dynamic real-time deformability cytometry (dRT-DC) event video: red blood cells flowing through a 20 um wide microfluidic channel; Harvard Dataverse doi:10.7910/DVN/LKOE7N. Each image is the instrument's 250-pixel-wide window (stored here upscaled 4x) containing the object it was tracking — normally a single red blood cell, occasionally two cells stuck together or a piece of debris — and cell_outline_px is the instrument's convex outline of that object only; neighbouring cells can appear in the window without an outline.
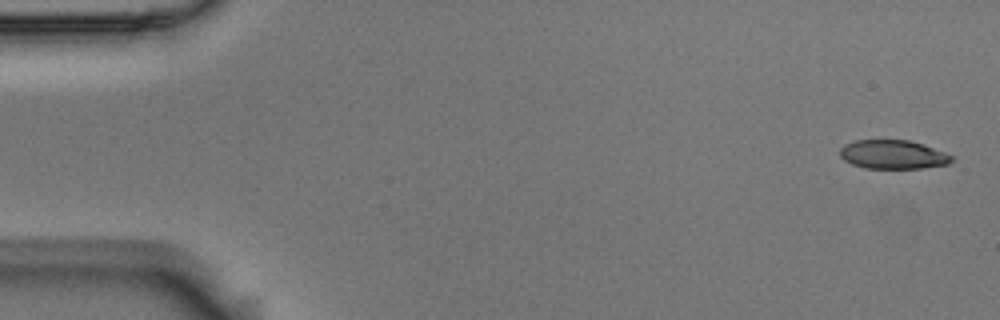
{"species": "Egyptian fruit bat (a non-hibernating species)", "species_latin": "Rousettus aegyptiacus", "temperature_condition": "room temperature", "stored_images_in_passage": 6, "camera_frame_rate_fps": 3000, "um_per_image_px": 0.085, "animal": {"sex": "male"}, "frame": {"image": 1, "passage_image": 1, "time_ms": 0.0, "image_size_px": [1000, 320], "cell_outline_px": [[956, 160], [948, 164], [924, 168], [864, 168], [852, 164], [844, 160], [840, 156], [840, 148], [844, 144], [856, 140], [908, 140], [924, 144], [956, 156]], "centroid_in_image_um": [75.96, 13.13], "position_along_channel_um": 9.0, "area_um2": 19.07}}
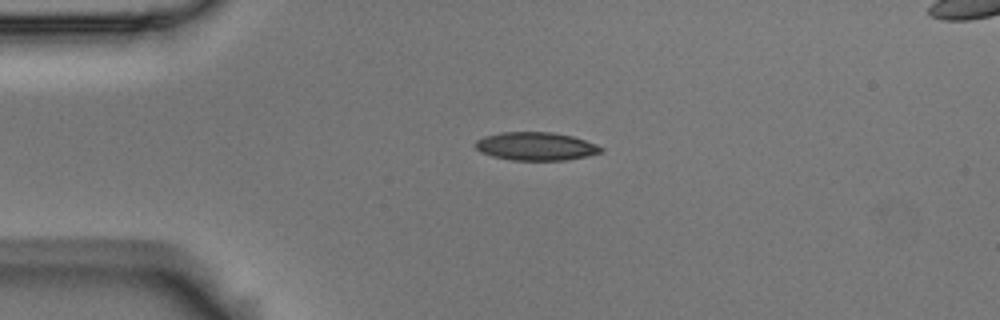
{"frame": {"image": 2, "passage_image": 4, "time_ms": 1.0, "image_size_px": [1000, 320], "cell_outline_px": [[604, 152], [588, 156], [564, 160], [512, 160], [492, 156], [480, 152], [476, 148], [476, 140], [484, 136], [500, 132], [552, 132], [572, 136], [596, 144], [604, 148]], "centroid_in_image_um": [45.56, 12.43], "position_along_channel_um": 39.4, "area_um2": 20.69}}